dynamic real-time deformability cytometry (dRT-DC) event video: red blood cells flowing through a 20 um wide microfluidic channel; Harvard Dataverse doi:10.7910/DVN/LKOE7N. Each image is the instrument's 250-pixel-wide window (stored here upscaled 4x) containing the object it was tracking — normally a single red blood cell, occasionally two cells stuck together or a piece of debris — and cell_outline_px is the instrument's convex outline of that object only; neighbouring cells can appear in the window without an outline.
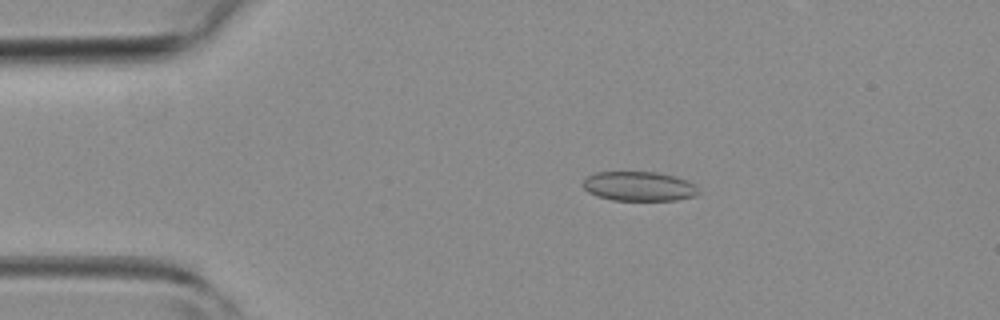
{"species": "common noctule bat (a hibernating species)", "species_latin": "Nyctalus noctula", "temperature_condition": "room temperature", "stored_images_in_passage": 3, "camera_frame_rate_fps": 3000, "um_per_image_px": 0.085, "animal": {"sex": "female", "body_mass_g": 19.3, "forearm_length_mm": 54.1}, "frame": {"image": 1, "passage_image": 1, "time_ms": 0.0, "image_size_px": [1000, 320], "cell_outline_px": [[700, 192], [696, 196], [676, 200], [612, 200], [596, 196], [588, 192], [580, 184], [588, 176], [596, 172], [656, 172], [676, 176], [688, 180], [696, 184]], "centroid_in_image_um": [54.34, 15.83], "position_along_channel_um": 30.7, "area_um2": 20.11}}
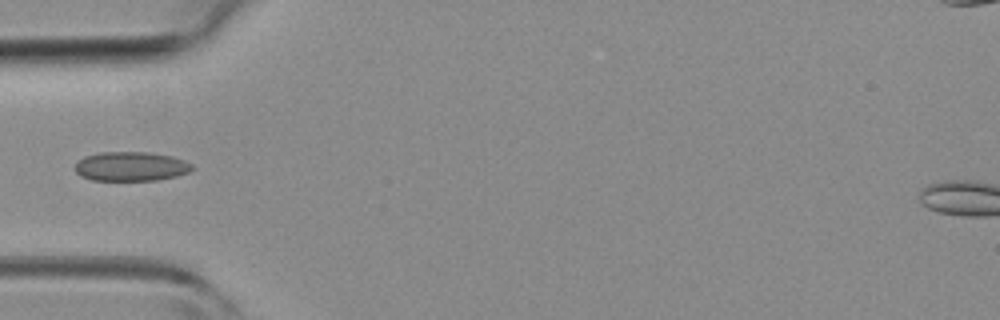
{"frame": {"image": 2, "passage_image": 2, "time_ms": 2.0, "image_size_px": [1000, 320], "cell_outline_px": [[196, 168], [188, 172], [176, 176], [156, 180], [92, 180], [80, 176], [76, 172], [76, 160], [84, 156], [100, 152], [148, 152], [172, 156], [184, 160], [192, 164]], "centroid_in_image_um": [11.13, 14.14], "position_along_channel_um": 73.9, "area_um2": 20.11}}
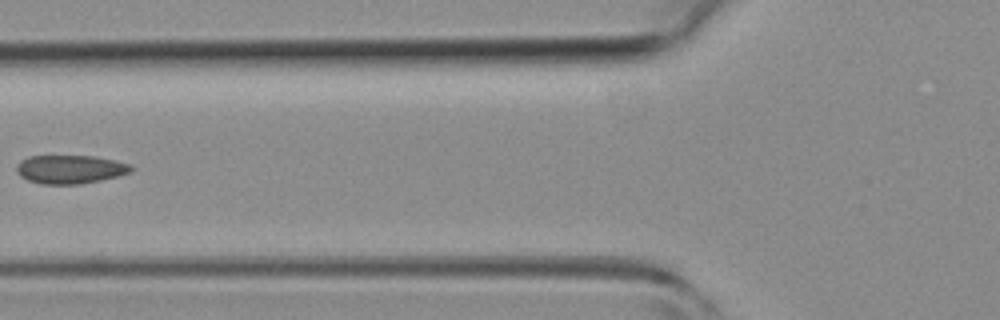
{"frame": {"image": 3, "passage_image": 3, "time_ms": 3.0, "image_size_px": [1000, 320], "cell_outline_px": [[136, 168], [132, 172], [120, 176], [80, 184], [40, 184], [28, 180], [20, 176], [16, 172], [16, 164], [20, 160], [28, 156], [92, 156], [132, 164]], "centroid_in_image_um": [5.98, 14.39], "position_along_channel_um": 119.8, "area_um2": 19.31}}